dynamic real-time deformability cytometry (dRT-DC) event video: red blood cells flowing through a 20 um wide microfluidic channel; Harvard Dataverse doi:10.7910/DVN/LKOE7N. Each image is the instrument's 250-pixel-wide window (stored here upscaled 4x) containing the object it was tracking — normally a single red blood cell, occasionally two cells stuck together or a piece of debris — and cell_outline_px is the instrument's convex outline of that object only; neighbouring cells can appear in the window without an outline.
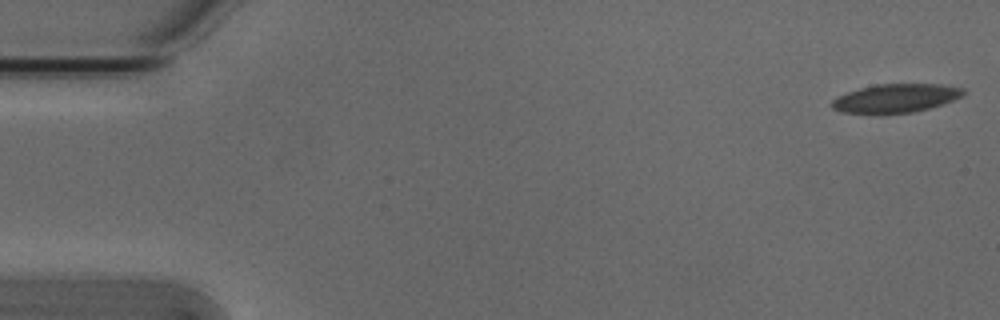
{"species": "Egyptian fruit bat (a non-hibernating species)", "species_latin": "Rousettus aegyptiacus", "temperature_condition": "cold", "stored_images_in_passage": 54, "camera_frame_rate_fps": 3000, "um_per_image_px": 0.085, "animal": {"sex": "male"}, "frame": {"image": 1, "passage_image": 1, "time_ms": 0.0, "image_size_px": [1000, 320], "cell_outline_px": [[964, 96], [944, 104], [912, 112], [844, 112], [832, 108], [832, 100], [848, 92], [860, 88], [880, 84], [944, 84], [964, 88]], "centroid_in_image_um": [76.23, 8.32], "position_along_channel_um": 8.8, "area_um2": 21.39}}
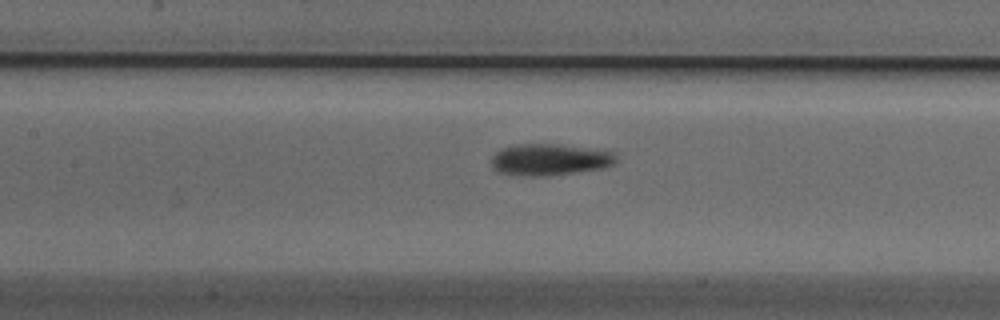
{"frame": {"image": 2, "passage_image": 24, "time_ms": 7.667, "image_size_px": [1000, 320], "cell_outline_px": [[616, 164], [604, 168], [552, 176], [528, 176], [496, 172], [492, 168], [492, 156], [500, 148], [516, 144], [560, 144], [616, 152]], "centroid_in_image_um": [46.74, 13.57], "position_along_channel_um": 160.7, "area_um2": 23.35}}
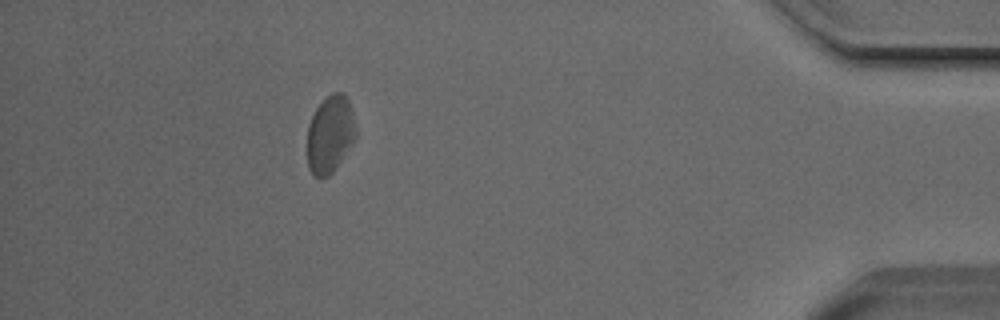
{"frame": {"image": 3, "passage_image": 48, "time_ms": 15.667, "image_size_px": [1000, 320], "cell_outline_px": [[356, 136], [332, 172], [328, 176], [320, 180], [312, 176], [308, 168], [308, 124], [316, 108], [332, 92], [340, 92], [348, 100], [352, 112], [356, 132]], "centroid_in_image_um": [28.02, 11.45], "position_along_channel_um": 407.2, "area_um2": 21.56}, "authors_computed_cell_mechanics": {"area_um2": 22.6865, "velocity_mm_per_s": 3.7746, "shape_relaxation_time_tau1_ms": 6.7511, "shape_relaxation_time_tau2_ms": 5.5727, "deformation_change_tau1": 0.1468, "deformation_change_tau2": 0.1191}}